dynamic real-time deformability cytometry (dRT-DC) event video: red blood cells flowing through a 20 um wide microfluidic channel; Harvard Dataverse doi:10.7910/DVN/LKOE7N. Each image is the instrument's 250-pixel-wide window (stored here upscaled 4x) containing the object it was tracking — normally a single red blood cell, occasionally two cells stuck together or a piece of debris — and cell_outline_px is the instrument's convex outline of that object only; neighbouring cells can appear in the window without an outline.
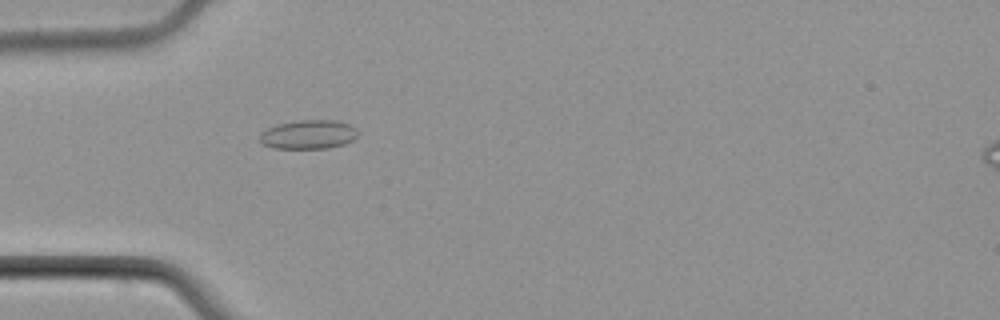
{"species": "common noctule bat (a hibernating species)", "species_latin": "Nyctalus noctula", "temperature_condition": "cold", "stored_images_in_passage": 1, "camera_frame_rate_fps": 3000, "um_per_image_px": 0.085, "animal": {"sex": "male", "body_mass_g": 21.5, "forearm_length_mm": 52.0}, "frame": {"image": 1, "passage_image": 1, "time_ms": 0.0, "image_size_px": [1000, 320], "cell_outline_px": [[360, 136], [344, 144], [328, 148], [272, 148], [264, 144], [260, 140], [260, 136], [268, 128], [276, 124], [300, 120], [336, 120], [348, 124], [356, 128], [360, 132]], "centroid_in_image_um": [26.28, 11.43], "position_along_channel_um": 58.7, "area_um2": 16.59}}